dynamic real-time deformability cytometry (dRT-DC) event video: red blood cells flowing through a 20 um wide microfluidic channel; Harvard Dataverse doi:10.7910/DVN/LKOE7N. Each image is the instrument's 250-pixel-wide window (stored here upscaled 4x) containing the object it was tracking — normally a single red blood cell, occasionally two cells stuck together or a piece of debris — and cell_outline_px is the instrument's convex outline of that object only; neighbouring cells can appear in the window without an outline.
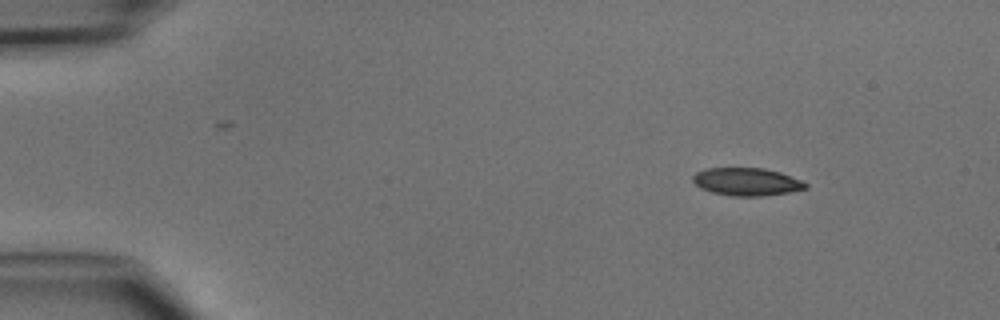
{"species": "common noctule bat (a hibernating species)", "species_latin": "Nyctalus noctula", "temperature_condition": "cold", "stored_images_in_passage": 4, "camera_frame_rate_fps": 3000, "um_per_image_px": 0.085, "animal": {"sex": "male", "body_mass_g": 15.6}, "frame": {"image": 1, "passage_image": 1, "time_ms": 0.0, "image_size_px": [1000, 320], "cell_outline_px": [[808, 188], [788, 192], [760, 196], [732, 196], [712, 192], [700, 188], [692, 180], [692, 176], [696, 172], [704, 168], [764, 168], [780, 172], [800, 180], [808, 184]], "centroid_in_image_um": [63.44, 15.44], "position_along_channel_um": 21.6, "area_um2": 18.21}}
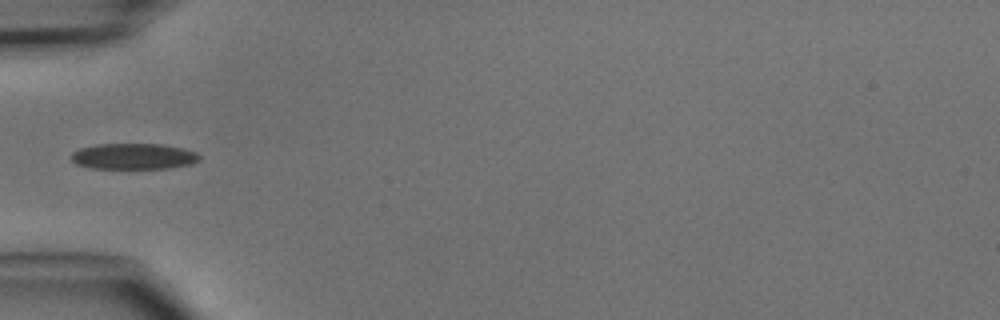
{"frame": {"image": 2, "passage_image": 4, "time_ms": 3.333, "image_size_px": [1000, 320], "cell_outline_px": [[200, 160], [192, 164], [172, 168], [92, 168], [76, 164], [68, 156], [72, 152], [80, 148], [96, 144], [160, 144], [184, 148], [196, 152], [200, 156]], "centroid_in_image_um": [11.36, 13.28], "position_along_channel_um": 73.6, "area_um2": 19.54}}